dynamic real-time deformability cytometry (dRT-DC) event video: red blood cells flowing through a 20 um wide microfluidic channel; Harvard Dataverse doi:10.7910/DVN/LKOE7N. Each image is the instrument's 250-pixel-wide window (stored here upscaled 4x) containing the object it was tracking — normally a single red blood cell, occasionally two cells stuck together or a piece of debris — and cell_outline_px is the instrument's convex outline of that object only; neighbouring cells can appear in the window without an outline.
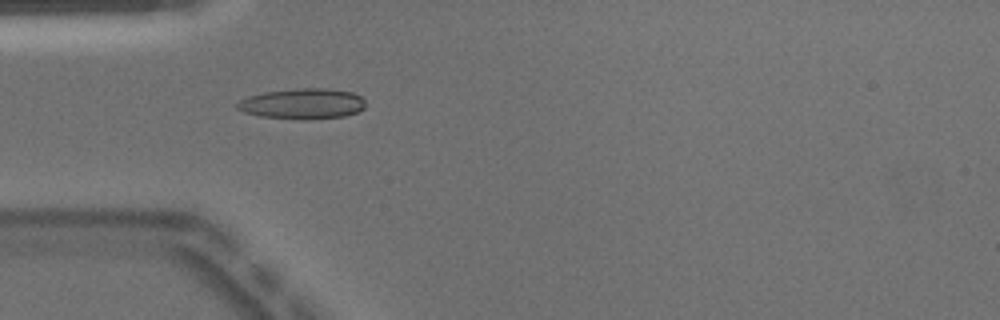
{"species": "Egyptian fruit bat (a non-hibernating species)", "species_latin": "Rousettus aegyptiacus", "temperature_condition": "warm", "stored_images_in_passage": 50, "camera_frame_rate_fps": 3000, "um_per_image_px": 0.085, "animal": {"sex": "male"}, "frame": {"image": 1, "passage_image": 15, "time_ms": 4.667, "image_size_px": [1000, 320], "cell_outline_px": [[364, 108], [356, 112], [344, 116], [312, 120], [300, 120], [260, 116], [244, 112], [236, 108], [236, 104], [240, 100], [248, 96], [264, 92], [300, 88], [328, 88], [352, 92], [360, 96], [364, 100]], "centroid_in_image_um": [25.71, 8.82], "position_along_channel_um": 59.3, "area_um2": 23.0}, "authors_computed_cell_mechanics": {"area_um2": 21.2126, "velocity_mm_per_s": 3.9945, "shape_relaxation_time_tau1_ms": null, "shape_relaxation_time_tau2_ms": 2.1068, "deformation_change_tau1": null, "deformation_change_tau2": 0.0924}}